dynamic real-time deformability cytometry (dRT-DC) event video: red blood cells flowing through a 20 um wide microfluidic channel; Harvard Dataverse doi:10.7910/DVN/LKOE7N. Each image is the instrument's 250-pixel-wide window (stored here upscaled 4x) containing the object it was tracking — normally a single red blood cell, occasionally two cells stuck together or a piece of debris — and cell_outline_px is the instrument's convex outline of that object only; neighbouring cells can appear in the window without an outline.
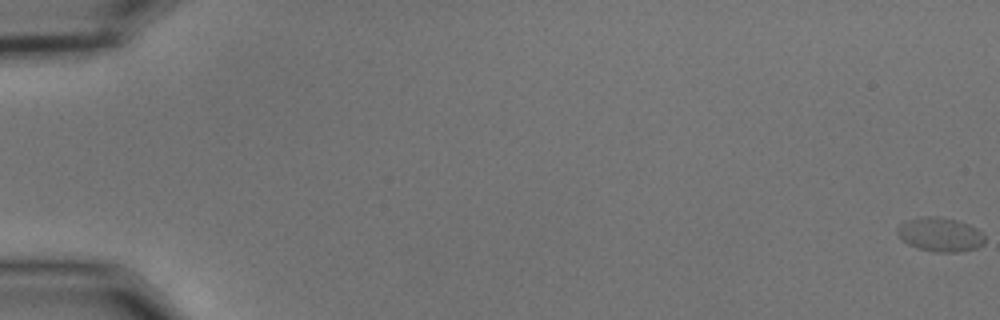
{"species": "common noctule bat (a hibernating species)", "species_latin": "Nyctalus noctula", "temperature_condition": "cold", "stored_images_in_passage": 57, "camera_frame_rate_fps": 3000, "um_per_image_px": 0.085, "animal": {"sex": "male", "body_mass_g": 15.6}, "frame": {"image": 1, "passage_image": 1, "time_ms": 0.0, "image_size_px": [1000, 320], "cell_outline_px": [[984, 244], [976, 248], [960, 252], [932, 252], [916, 248], [908, 244], [896, 232], [896, 228], [900, 224], [908, 220], [920, 216], [936, 216], [956, 220], [968, 224], [976, 228], [984, 236]], "centroid_in_image_um": [79.9, 19.94], "position_along_channel_um": 5.1, "area_um2": 17.4}}
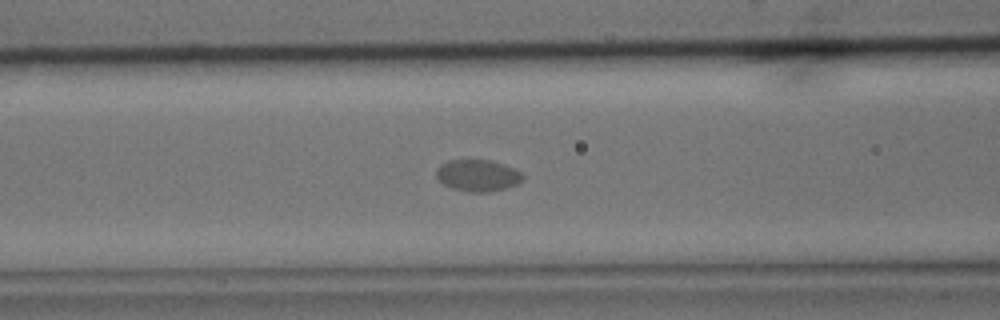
{"frame": {"image": 2, "passage_image": 25, "time_ms": 8.0, "image_size_px": [1000, 320], "cell_outline_px": [[524, 180], [516, 184], [504, 188], [488, 192], [468, 192], [452, 188], [444, 184], [436, 176], [436, 168], [440, 164], [448, 160], [492, 160], [516, 168], [524, 176]], "centroid_in_image_um": [40.62, 14.9], "position_along_channel_um": 126.0, "area_um2": 16.07}}
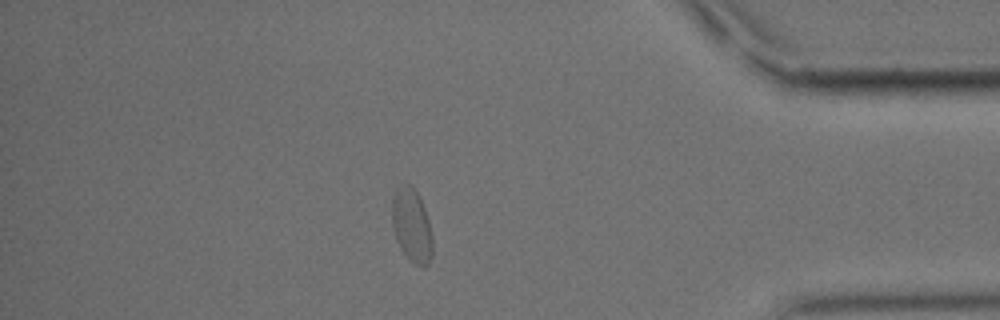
{"frame": {"image": 3, "passage_image": 50, "time_ms": 16.333, "image_size_px": [1000, 320], "cell_outline_px": [[432, 256], [428, 264], [424, 268], [420, 268], [408, 260], [400, 248], [396, 240], [392, 224], [392, 200], [396, 188], [400, 184], [412, 184], [424, 208], [428, 220], [432, 236]], "centroid_in_image_um": [34.99, 19.2], "position_along_channel_um": 400.2, "area_um2": 17.57}}